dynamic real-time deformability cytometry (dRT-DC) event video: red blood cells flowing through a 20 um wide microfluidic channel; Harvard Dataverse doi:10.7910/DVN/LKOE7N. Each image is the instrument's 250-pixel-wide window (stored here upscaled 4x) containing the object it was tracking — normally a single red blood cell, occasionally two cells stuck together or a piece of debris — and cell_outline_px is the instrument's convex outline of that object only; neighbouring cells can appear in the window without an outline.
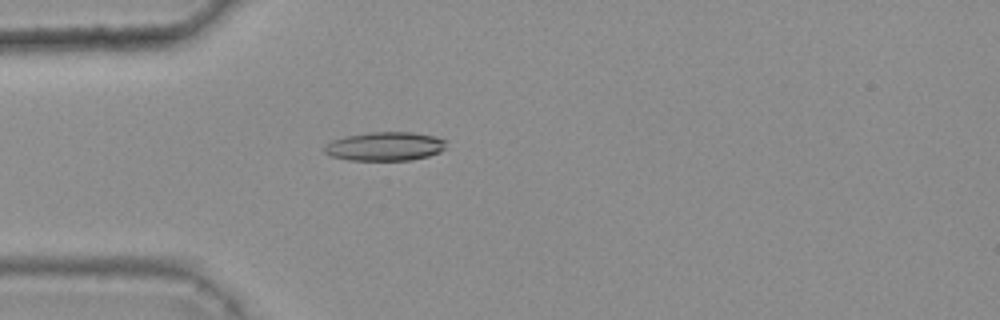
{"species": "common noctule bat (a hibernating species)", "species_latin": "Nyctalus noctula", "temperature_condition": "warm", "stored_images_in_passage": 39, "camera_frame_rate_fps": 3000, "um_per_image_px": 0.085, "animal": {"sex": "female", "body_mass_g": 25.1}, "frame": {"image": 1, "passage_image": 6, "time_ms": 1.667, "image_size_px": [1000, 320], "cell_outline_px": [[448, 140], [444, 148], [440, 152], [428, 156], [412, 160], [348, 160], [328, 156], [324, 152], [324, 148], [332, 140], [344, 136], [368, 132], [412, 132], [436, 136]], "centroid_in_image_um": [32.73, 12.44], "position_along_channel_um": 52.3, "area_um2": 20.69}}
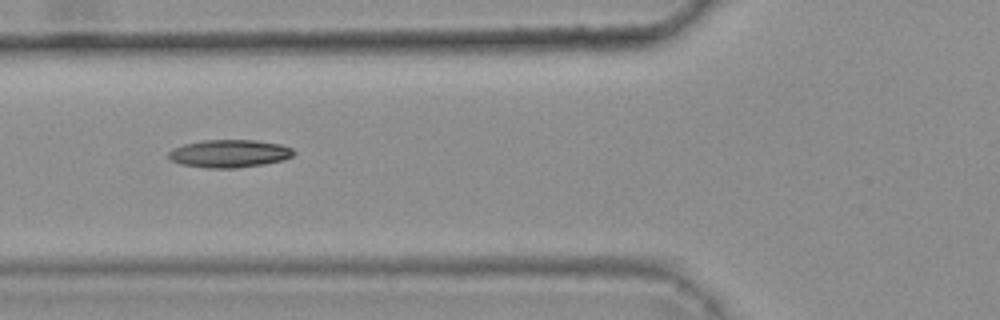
{"frame": {"image": 2, "passage_image": 11, "time_ms": 3.333, "image_size_px": [1000, 320], "cell_outline_px": [[296, 152], [292, 156], [284, 160], [264, 164], [236, 168], [204, 168], [180, 164], [172, 160], [168, 156], [168, 152], [184, 144], [204, 140], [256, 140], [280, 144], [292, 148]], "centroid_in_image_um": [19.52, 13.06], "position_along_channel_um": 106.3, "area_um2": 20.29}}
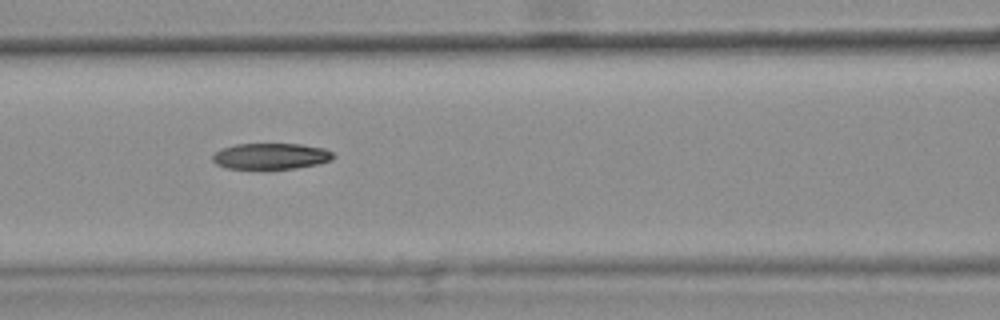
{"frame": {"image": 3, "passage_image": 14, "time_ms": 4.333, "image_size_px": [1000, 320], "cell_outline_px": [[336, 156], [332, 160], [316, 164], [296, 168], [224, 168], [216, 164], [212, 160], [212, 156], [216, 152], [224, 148], [236, 144], [300, 144], [324, 148], [332, 152]], "centroid_in_image_um": [23.04, 13.27], "position_along_channel_um": 143.6, "area_um2": 18.15}, "authors_computed_cell_mechanics": {"area_um2": 19.1896, "velocity_mm_per_s": 3.7136, "shape_relaxation_time_tau1_ms": null, "shape_relaxation_time_tau2_ms": 7.3617, "deformation_change_tau1": null, "deformation_change_tau2": 0.1651}}